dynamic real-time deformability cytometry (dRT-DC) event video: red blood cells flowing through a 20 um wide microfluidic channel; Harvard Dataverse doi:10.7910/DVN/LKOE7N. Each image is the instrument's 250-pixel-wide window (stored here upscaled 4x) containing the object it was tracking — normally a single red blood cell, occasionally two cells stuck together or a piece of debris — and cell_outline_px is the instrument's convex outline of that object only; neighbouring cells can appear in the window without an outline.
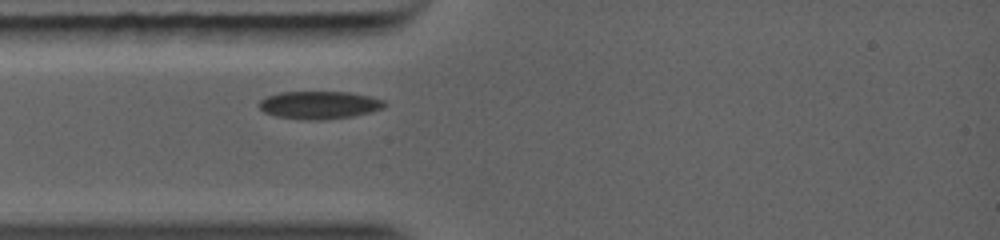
{"species": "common noctule bat (a hibernating species)", "species_latin": "Nyctalus noctula", "temperature_condition": "warm", "stored_images_in_passage": 26, "camera_frame_rate_fps": 5000, "um_per_image_px": 0.085, "animal": {"sex": "female", "body_mass_g": 19.0, "forearm_length_mm": 56.7}, "frame": {"image": 1, "passage_image": 1, "time_ms": 0.0, "image_size_px": [1000, 240], "cell_outline_px": [[388, 104], [384, 108], [372, 112], [352, 116], [324, 120], [300, 120], [276, 116], [264, 112], [260, 108], [260, 100], [268, 96], [280, 92], [348, 92], [368, 96], [384, 100]], "centroid_in_image_um": [27.17, 8.94], "position_along_channel_um": 57.8, "area_um2": 20.4}}
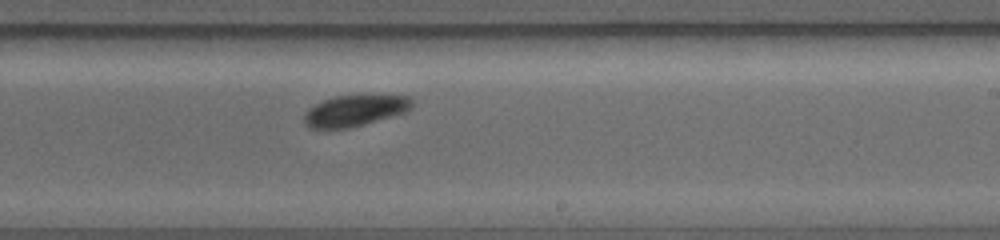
{"frame": {"image": 2, "passage_image": 14, "time_ms": 4.2, "image_size_px": [1000, 240], "cell_outline_px": [[412, 108], [404, 112], [364, 124], [348, 128], [312, 128], [304, 120], [304, 112], [308, 108], [324, 100], [336, 96], [368, 92], [408, 96], [412, 100]], "centroid_in_image_um": [30.22, 9.33], "position_along_channel_um": 258.8, "area_um2": 20.06}}
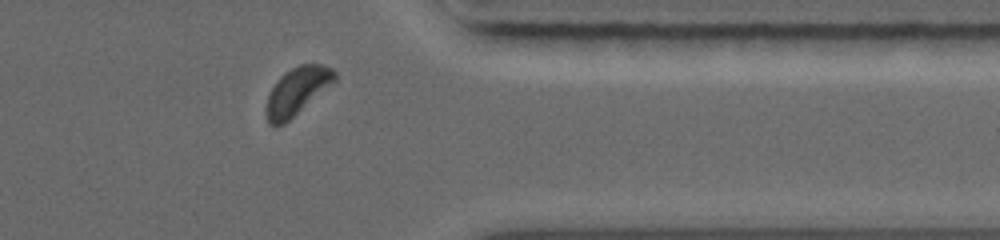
{"frame": {"image": 3, "passage_image": 23, "time_ms": 7.0, "image_size_px": [1000, 240], "cell_outline_px": [[336, 80], [332, 84], [284, 124], [268, 124], [268, 96], [276, 80], [284, 72], [300, 64], [320, 64], [332, 68], [336, 72]], "centroid_in_image_um": [25.29, 7.7], "position_along_channel_um": 386.1, "area_um2": 18.44}}